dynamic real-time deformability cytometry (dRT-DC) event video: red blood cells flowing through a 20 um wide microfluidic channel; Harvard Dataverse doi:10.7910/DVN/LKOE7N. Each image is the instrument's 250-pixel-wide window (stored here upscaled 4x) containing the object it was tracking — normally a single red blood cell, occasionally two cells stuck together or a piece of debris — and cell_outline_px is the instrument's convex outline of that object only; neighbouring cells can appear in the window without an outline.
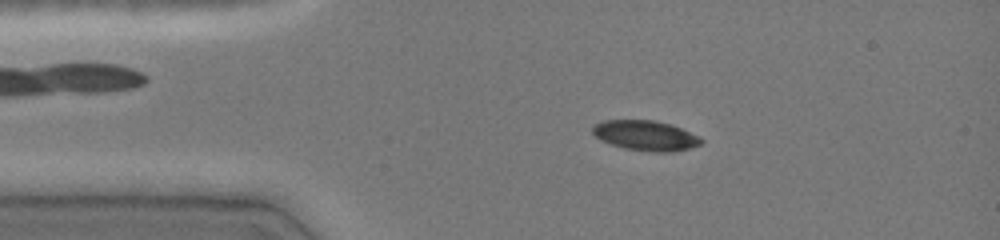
{"species": "common noctule bat (a hibernating species)", "species_latin": "Nyctalus noctula", "temperature_condition": "cold", "stored_images_in_passage": 47, "camera_frame_rate_fps": 3000, "um_per_image_px": 0.085, "animal": {"sex": "female", "body_mass_g": 19.0, "forearm_length_mm": 51.5}, "frame": {"image": 1, "passage_image": 9, "time_ms": 2.667, "image_size_px": [1000, 240], "cell_outline_px": [[704, 140], [700, 144], [688, 148], [672, 152], [652, 152], [624, 148], [600, 140], [592, 132], [592, 128], [596, 124], [604, 120], [656, 120], [680, 128], [700, 136]], "centroid_in_image_um": [54.88, 11.52], "position_along_channel_um": 30.1, "area_um2": 18.9}}
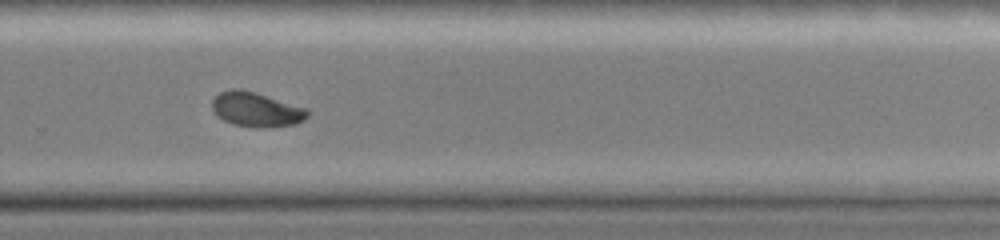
{"frame": {"image": 2, "passage_image": 32, "time_ms": 10.333, "image_size_px": [1000, 240], "cell_outline_px": [[308, 116], [304, 120], [296, 124], [232, 124], [224, 120], [212, 108], [212, 100], [220, 92], [232, 88], [240, 88], [256, 92], [308, 108]], "centroid_in_image_um": [21.79, 9.22], "position_along_channel_um": 308.0, "area_um2": 18.32}}
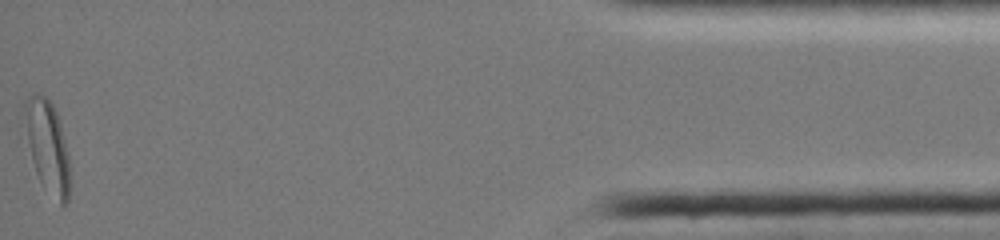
{"frame": {"image": 3, "passage_image": 47, "time_ms": 15.333, "image_size_px": [1000, 240], "cell_outline_px": [[68, 200], [64, 204], [60, 204], [40, 184], [32, 160], [28, 140], [24, 108], [24, 100], [32, 92], [36, 92], [44, 96], [52, 104], [60, 120], [68, 156]], "centroid_in_image_um": [4.02, 12.41], "position_along_channel_um": 431.2, "area_um2": 23.76}, "authors_computed_cell_mechanics": {"area_um2": 19.8832, "velocity_mm_per_s": 4.086, "shape_relaxation_time_tau1_ms": 9.2834, "shape_relaxation_time_tau2_ms": null, "deformation_change_tau1": 0.1969, "deformation_change_tau2": null}}